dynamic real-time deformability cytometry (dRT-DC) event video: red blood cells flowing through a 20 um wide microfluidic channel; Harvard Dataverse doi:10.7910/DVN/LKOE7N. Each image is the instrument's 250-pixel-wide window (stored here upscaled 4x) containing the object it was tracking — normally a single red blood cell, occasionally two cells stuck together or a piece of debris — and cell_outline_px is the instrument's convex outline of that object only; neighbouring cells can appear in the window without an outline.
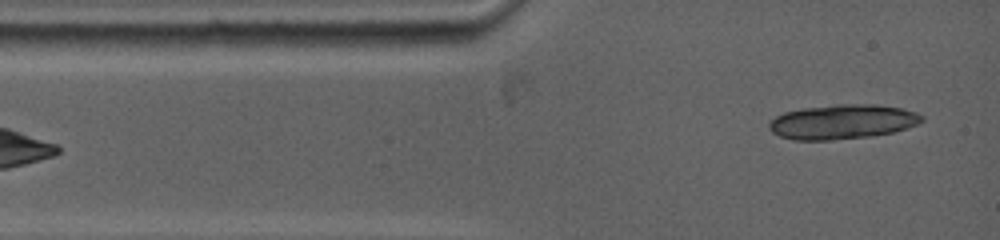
{"species": "common noctule bat (a hibernating species)", "species_latin": "Nyctalus noctula", "temperature_condition": "warm", "stored_images_in_passage": 3, "camera_frame_rate_fps": 5000, "um_per_image_px": 0.085, "animal": {"sex": "female", "body_mass_g": 19.0, "forearm_length_mm": 53.3}, "frame": {"image": 1, "passage_image": 2, "time_ms": 0.4, "image_size_px": [1000, 240], "cell_outline_px": [[924, 120], [908, 128], [892, 132], [872, 136], [828, 140], [792, 140], [780, 136], [772, 132], [768, 128], [768, 124], [776, 116], [784, 112], [804, 108], [836, 104], [876, 104], [900, 108], [916, 112], [924, 116]], "centroid_in_image_um": [71.6, 10.35], "position_along_channel_um": 13.4, "area_um2": 30.81}}